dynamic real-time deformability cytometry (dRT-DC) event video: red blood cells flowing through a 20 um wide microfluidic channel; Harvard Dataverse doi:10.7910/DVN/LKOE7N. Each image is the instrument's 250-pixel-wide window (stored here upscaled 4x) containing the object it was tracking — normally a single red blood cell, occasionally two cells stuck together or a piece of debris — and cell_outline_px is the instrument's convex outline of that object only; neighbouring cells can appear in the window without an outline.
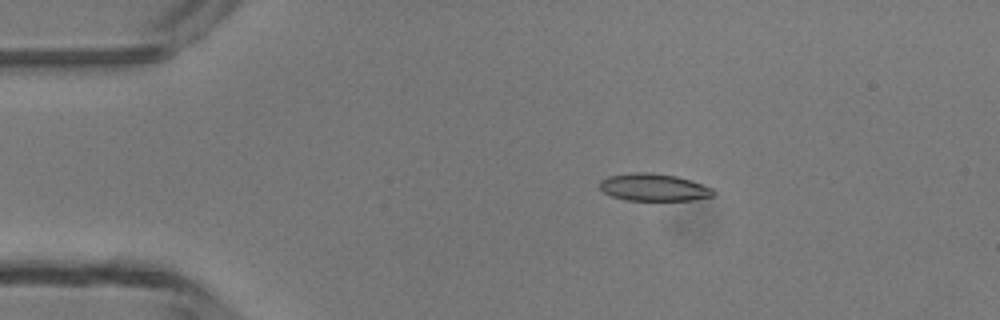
{"species": "common noctule bat (a hibernating species)", "species_latin": "Nyctalus noctula", "temperature_condition": "room temperature", "stored_images_in_passage": 4, "camera_frame_rate_fps": 3000, "um_per_image_px": 0.085, "animal": {"sex": "male", "body_mass_g": 13.3}, "frame": {"image": 1, "passage_image": 2, "time_ms": 2.0, "image_size_px": [1000, 320], "cell_outline_px": [[716, 196], [692, 200], [624, 200], [612, 196], [604, 192], [600, 188], [600, 180], [608, 176], [636, 172], [652, 172], [676, 176], [712, 188], [716, 192]], "centroid_in_image_um": [55.57, 15.93], "position_along_channel_um": 29.4, "area_um2": 18.09}}
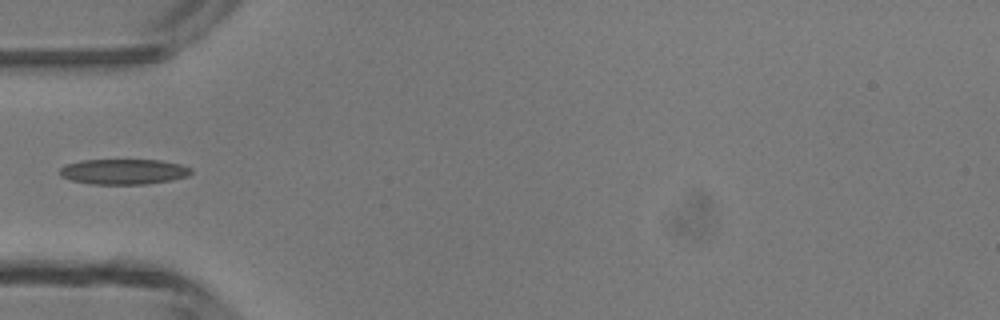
{"frame": {"image": 2, "passage_image": 4, "time_ms": 4.333, "image_size_px": [1000, 320], "cell_outline_px": [[192, 172], [188, 176], [172, 180], [144, 184], [92, 184], [72, 180], [60, 176], [60, 168], [68, 164], [80, 160], [160, 160], [180, 164], [192, 168]], "centroid_in_image_um": [10.53, 14.59], "position_along_channel_um": 74.5, "area_um2": 19.36}}